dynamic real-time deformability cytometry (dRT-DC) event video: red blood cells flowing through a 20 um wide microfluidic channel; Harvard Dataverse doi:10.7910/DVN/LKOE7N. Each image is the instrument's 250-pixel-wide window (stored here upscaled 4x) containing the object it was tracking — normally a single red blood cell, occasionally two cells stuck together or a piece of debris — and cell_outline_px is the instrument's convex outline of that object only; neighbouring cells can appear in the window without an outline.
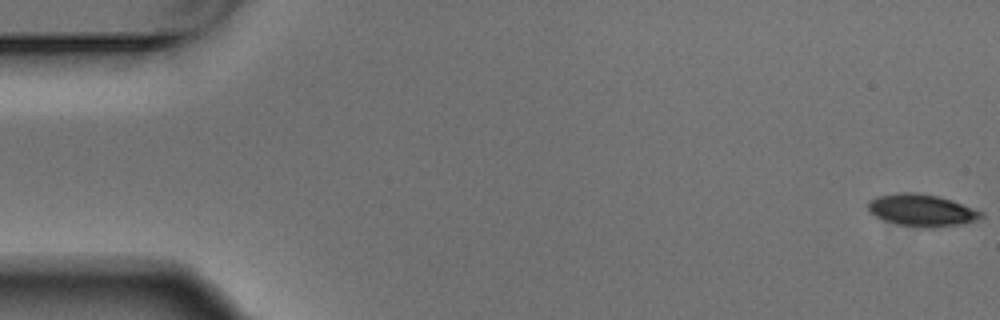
{"species": "Egyptian fruit bat (a non-hibernating species)", "species_latin": "Rousettus aegyptiacus", "temperature_condition": "warm", "stored_images_in_passage": 5, "camera_frame_rate_fps": 3000, "um_per_image_px": 0.085, "animal": {"sex": "male"}, "frame": {"image": 1, "passage_image": 1, "time_ms": 0.0, "image_size_px": [1000, 320], "cell_outline_px": [[984, 216], [976, 220], [964, 224], [932, 228], [916, 228], [884, 220], [876, 216], [868, 208], [868, 200], [876, 196], [896, 192], [916, 192], [940, 196], [952, 200], [984, 212]], "centroid_in_image_um": [78.37, 17.87], "position_along_channel_um": 6.6, "area_um2": 21.44}}
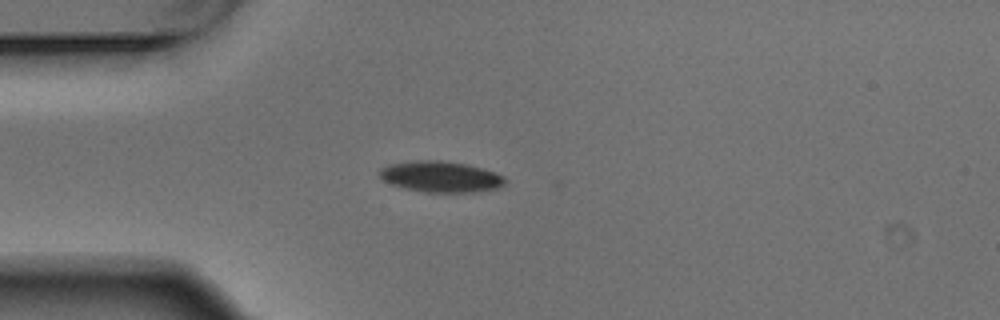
{"frame": {"image": 2, "passage_image": 4, "time_ms": 1.0, "image_size_px": [1000, 320], "cell_outline_px": [[508, 180], [504, 184], [496, 188], [476, 192], [424, 192], [404, 188], [392, 184], [384, 180], [380, 176], [380, 168], [388, 164], [412, 160], [444, 160], [468, 164], [484, 168], [504, 176]], "centroid_in_image_um": [37.48, 15.0], "position_along_channel_um": 47.5, "area_um2": 22.89}}